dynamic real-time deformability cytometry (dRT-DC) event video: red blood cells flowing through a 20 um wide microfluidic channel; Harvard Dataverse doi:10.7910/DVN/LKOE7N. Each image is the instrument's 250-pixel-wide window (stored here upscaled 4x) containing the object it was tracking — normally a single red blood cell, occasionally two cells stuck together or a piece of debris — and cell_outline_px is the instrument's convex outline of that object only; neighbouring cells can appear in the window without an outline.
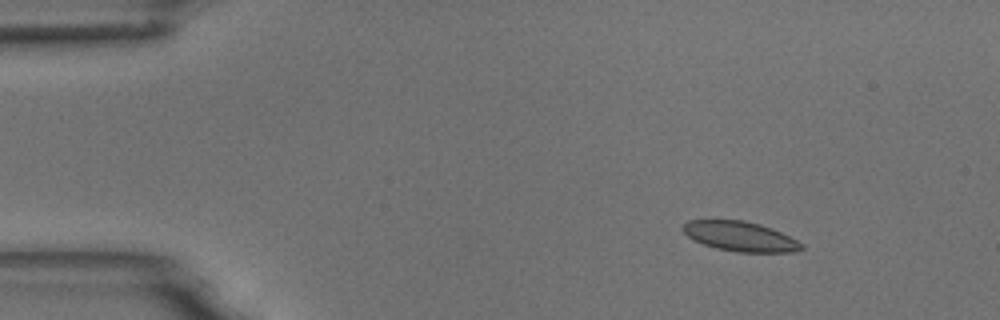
{"species": "common noctule bat (a hibernating species)", "species_latin": "Nyctalus noctula", "temperature_condition": "room temperature", "stored_images_in_passage": 5, "camera_frame_rate_fps": 3000, "um_per_image_px": 0.085, "animal": {"sex": "male", "body_mass_g": 18.8}, "frame": {"image": 1, "passage_image": 3, "time_ms": 2.0, "image_size_px": [1000, 320], "cell_outline_px": [[804, 248], [792, 252], [736, 252], [716, 248], [692, 240], [680, 228], [688, 220], [744, 220], [760, 224], [780, 232], [804, 244]], "centroid_in_image_um": [62.89, 20.09], "position_along_channel_um": 22.1, "area_um2": 20.52}}